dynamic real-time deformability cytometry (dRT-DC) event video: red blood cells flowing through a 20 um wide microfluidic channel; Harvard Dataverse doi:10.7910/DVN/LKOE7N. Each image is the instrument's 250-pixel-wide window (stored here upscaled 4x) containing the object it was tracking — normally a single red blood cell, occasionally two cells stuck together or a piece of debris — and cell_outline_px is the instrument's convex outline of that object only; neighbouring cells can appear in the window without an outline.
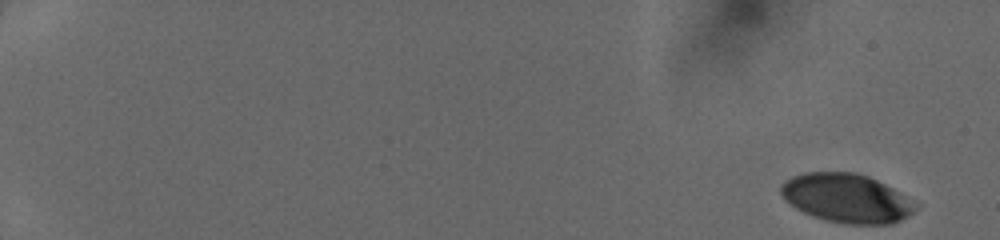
{"species": "human", "species_latin": "Homo sapiens", "temperature_condition": "cold", "stored_images_in_passage": 49, "camera_frame_rate_fps": 3000, "um_per_image_px": 0.085, "donor": {"sex": "female"}, "frame": {"image": 1, "passage_image": 1, "time_ms": 0.0, "image_size_px": [1000, 240], "cell_outline_px": [[920, 204], [908, 216], [892, 224], [844, 224], [824, 220], [812, 216], [796, 208], [780, 192], [780, 184], [784, 180], [792, 176], [804, 172], [856, 172], [868, 176], [892, 188]], "centroid_in_image_um": [71.97, 16.84], "position_along_channel_um": 13.0, "area_um2": 38.38}}
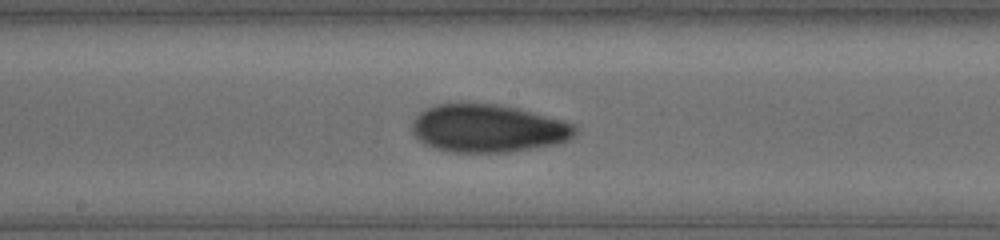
{"frame": {"image": 2, "passage_image": 29, "time_ms": 9.333, "image_size_px": [1000, 240], "cell_outline_px": [[576, 132], [568, 140], [556, 144], [508, 152], [452, 152], [436, 148], [424, 144], [412, 132], [412, 124], [416, 116], [420, 112], [436, 104], [464, 100], [500, 104], [532, 112], [576, 124]], "centroid_in_image_um": [41.44, 10.87], "position_along_channel_um": 206.8, "area_um2": 46.07}}
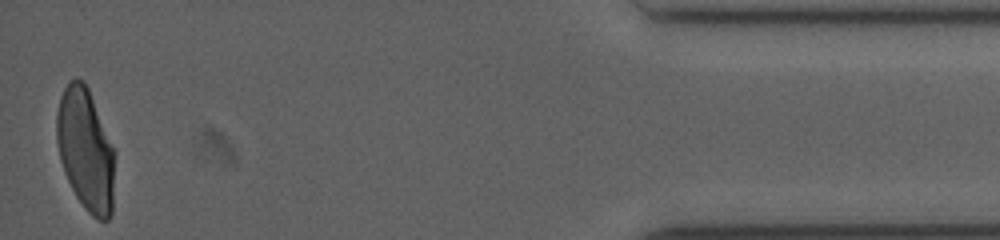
{"frame": {"image": 3, "passage_image": 49, "time_ms": 16.0, "image_size_px": [1000, 240], "cell_outline_px": [[116, 152], [112, 216], [108, 220], [100, 220], [92, 216], [84, 208], [76, 196], [68, 180], [60, 160], [56, 140], [56, 112], [60, 96], [68, 80], [84, 80], [88, 88]], "centroid_in_image_um": [7.29, 12.74], "position_along_channel_um": 427.9, "area_um2": 41.85}}